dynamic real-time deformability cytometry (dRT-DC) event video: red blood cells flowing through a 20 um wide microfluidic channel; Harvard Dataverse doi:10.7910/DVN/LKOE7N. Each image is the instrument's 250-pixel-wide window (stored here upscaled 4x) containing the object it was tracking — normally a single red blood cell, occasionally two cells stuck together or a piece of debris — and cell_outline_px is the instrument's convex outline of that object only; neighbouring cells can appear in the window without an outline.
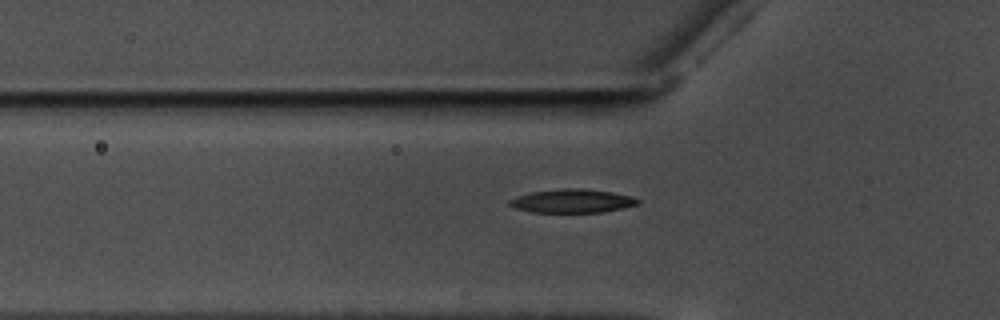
{"species": "common noctule bat (a hibernating species)", "species_latin": "Nyctalus noctula", "temperature_condition": "warm", "stored_images_in_passage": 42, "camera_frame_rate_fps": 3000, "um_per_image_px": 0.085, "animal": {"sex": "male", "body_mass_g": 17.5, "forearm_length_mm": 52.3}, "frame": {"image": 1, "passage_image": 8, "time_ms": 2.333, "image_size_px": [1000, 320], "cell_outline_px": [[640, 204], [624, 208], [600, 212], [532, 212], [516, 208], [508, 204], [508, 200], [516, 196], [532, 192], [560, 188], [584, 188], [612, 192], [632, 196], [640, 200]], "centroid_in_image_um": [48.66, 17.07], "position_along_channel_um": 77.1, "area_um2": 17.74}}
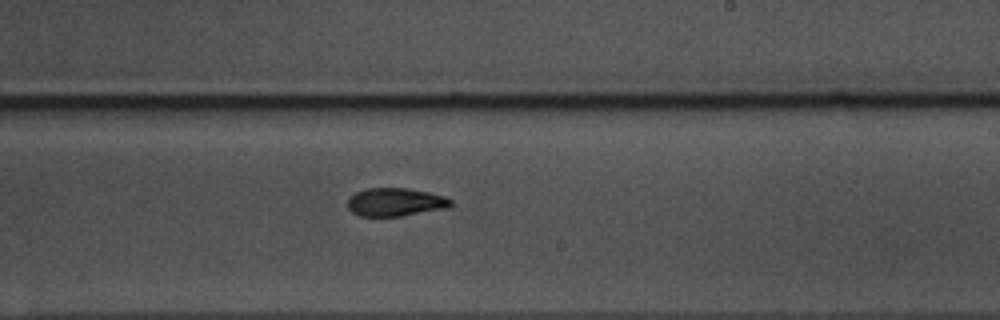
{"frame": {"image": 2, "passage_image": 23, "time_ms": 7.333, "image_size_px": [1000, 320], "cell_outline_px": [[452, 204], [448, 208], [400, 216], [360, 216], [352, 212], [348, 208], [348, 200], [356, 192], [368, 188], [408, 188], [428, 192], [444, 196], [452, 200]], "centroid_in_image_um": [33.62, 17.18], "position_along_channel_um": 255.4, "area_um2": 16.88}}
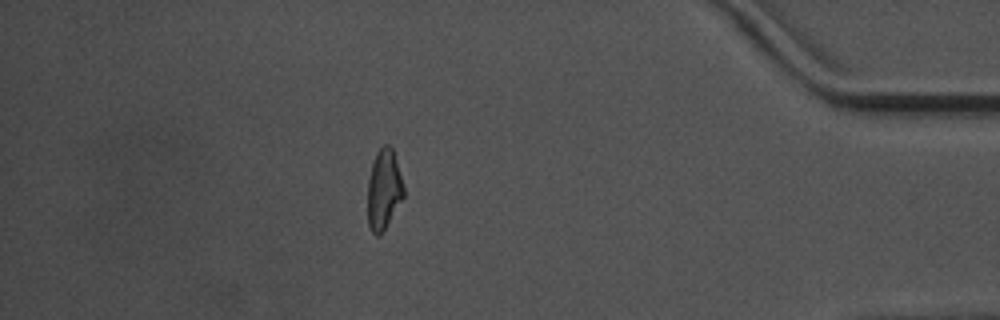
{"frame": {"image": 3, "passage_image": 39, "time_ms": 12.667, "image_size_px": [1000, 320], "cell_outline_px": [[404, 196], [380, 236], [376, 236], [372, 232], [368, 224], [368, 180], [372, 160], [376, 152], [384, 144], [388, 144], [392, 148], [404, 188]], "centroid_in_image_um": [32.6, 16.1], "position_along_channel_um": 402.6, "area_um2": 16.7}}